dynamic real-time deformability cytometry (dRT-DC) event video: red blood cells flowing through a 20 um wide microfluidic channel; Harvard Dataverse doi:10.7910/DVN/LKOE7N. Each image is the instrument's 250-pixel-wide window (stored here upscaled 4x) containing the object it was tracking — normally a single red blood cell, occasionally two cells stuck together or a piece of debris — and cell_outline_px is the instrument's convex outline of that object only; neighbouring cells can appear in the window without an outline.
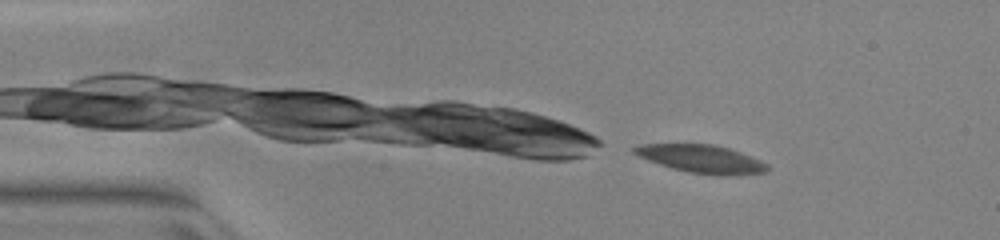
{"species": "common noctule bat (a hibernating species)", "species_latin": "Nyctalus noctula", "temperature_condition": "warm", "stored_images_in_passage": 36, "camera_frame_rate_fps": 3000, "um_per_image_px": 0.085, "animal": {"sex": "female", "body_mass_g": 23.0, "forearm_length_mm": 53.4}, "frame": {"image": 1, "passage_image": 1, "time_ms": 0.0, "image_size_px": [1000, 240], "cell_outline_px": [[768, 168], [764, 172], [728, 176], [720, 176], [692, 172], [672, 168], [648, 160], [632, 152], [632, 148], [640, 144], [712, 144], [728, 148], [740, 152], [760, 160], [768, 164]], "centroid_in_image_um": [59.63, 13.5], "position_along_channel_um": 25.4, "area_um2": 21.44}}
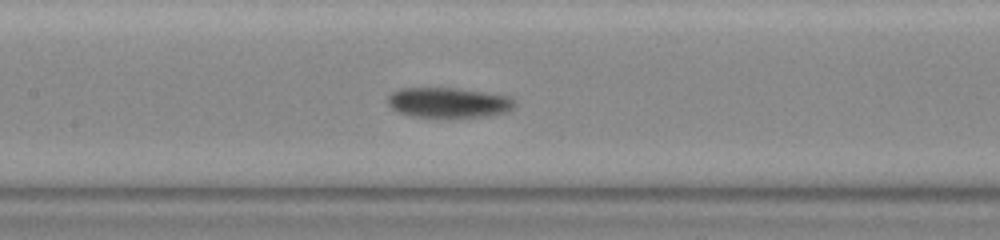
{"frame": {"image": 2, "passage_image": 18, "time_ms": 5.667, "image_size_px": [1000, 240], "cell_outline_px": [[516, 104], [508, 112], [488, 116], [412, 116], [400, 112], [392, 108], [388, 104], [388, 96], [392, 92], [404, 88], [456, 88], [508, 96], [516, 100]], "centroid_in_image_um": [38.15, 8.71], "position_along_channel_um": 169.2, "area_um2": 21.91}}
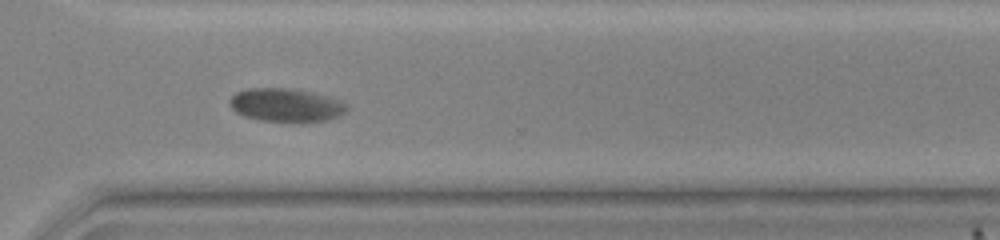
{"frame": {"image": 3, "passage_image": 32, "time_ms": 10.333, "image_size_px": [1000, 240], "cell_outline_px": [[348, 108], [344, 112], [328, 120], [304, 124], [296, 124], [260, 120], [244, 116], [236, 112], [232, 108], [228, 100], [236, 92], [248, 88], [288, 88], [328, 96], [348, 104]], "centroid_in_image_um": [24.3, 8.97], "position_along_channel_um": 346.3, "area_um2": 23.24}, "authors_computed_cell_mechanics": {"area_um2": 22.0796, "velocity_mm_per_s": 3.7906, "shape_relaxation_time_tau1_ms": 5.2345, "shape_relaxation_time_tau2_ms": null, "deformation_change_tau1": 0.1202, "deformation_change_tau2": null}}